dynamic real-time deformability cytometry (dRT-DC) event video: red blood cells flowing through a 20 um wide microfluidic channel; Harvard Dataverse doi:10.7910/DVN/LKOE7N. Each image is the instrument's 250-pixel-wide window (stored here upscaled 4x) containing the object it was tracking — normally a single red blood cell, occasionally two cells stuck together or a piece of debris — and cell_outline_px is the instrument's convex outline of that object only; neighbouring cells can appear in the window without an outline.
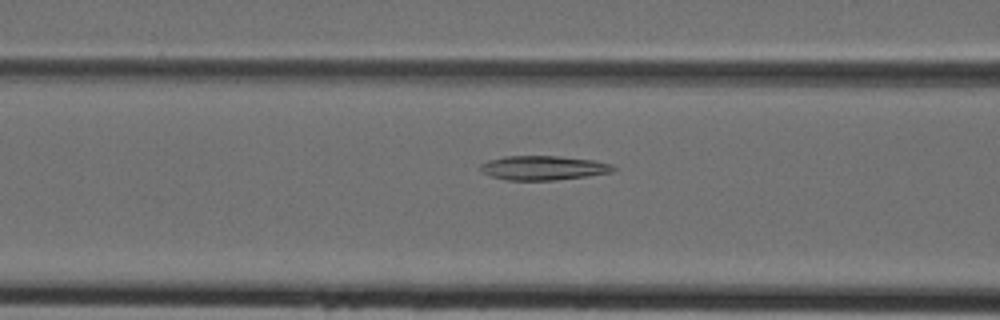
{"species": "Egyptian fruit bat (a non-hibernating species)", "species_latin": "Rousettus aegyptiacus", "temperature_condition": "cold", "stored_images_in_passage": 14, "camera_frame_rate_fps": 3000, "um_per_image_px": 0.085, "animal": {"sex": "female"}, "frame": {"image": 1, "passage_image": 8, "time_ms": 2.333, "image_size_px": [1000, 320], "cell_outline_px": [[616, 168], [612, 172], [588, 176], [556, 180], [508, 180], [492, 176], [484, 172], [480, 168], [480, 164], [488, 160], [504, 156], [556, 156], [592, 160], [612, 164]], "centroid_in_image_um": [46.19, 14.27], "position_along_channel_um": 120.4, "area_um2": 18.67}}
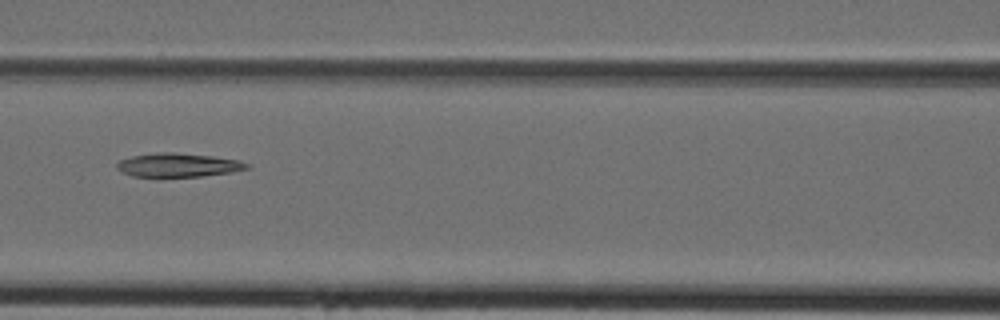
{"frame": {"image": 2, "passage_image": 10, "time_ms": 3.0, "image_size_px": [1000, 320], "cell_outline_px": [[252, 168], [232, 172], [204, 176], [132, 176], [120, 172], [116, 168], [116, 164], [120, 160], [132, 156], [160, 152], [172, 152], [212, 156], [236, 160], [248, 164]], "centroid_in_image_um": [15.13, 14.03], "position_along_channel_um": 151.5, "area_um2": 17.86}}
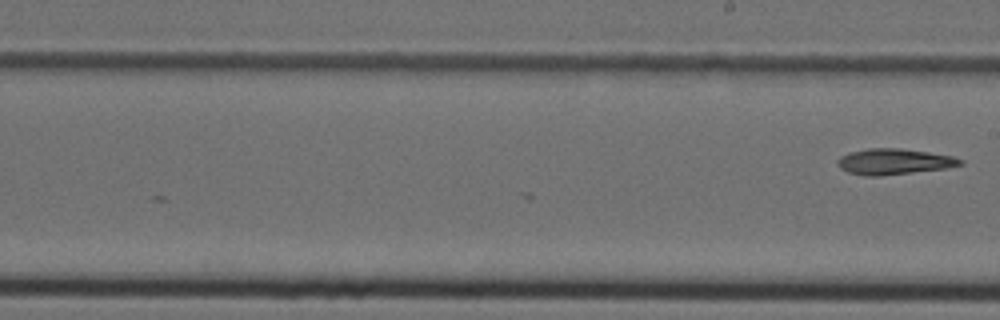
{"frame": {"image": 3, "passage_image": 14, "time_ms": 4.333, "image_size_px": [1000, 320], "cell_outline_px": [[964, 164], [944, 168], [880, 176], [864, 176], [848, 172], [840, 168], [836, 164], [836, 160], [840, 156], [848, 152], [868, 148], [900, 148], [928, 152], [952, 156], [964, 160]], "centroid_in_image_um": [75.93, 13.73], "position_along_channel_um": 213.1, "area_um2": 18.5}}